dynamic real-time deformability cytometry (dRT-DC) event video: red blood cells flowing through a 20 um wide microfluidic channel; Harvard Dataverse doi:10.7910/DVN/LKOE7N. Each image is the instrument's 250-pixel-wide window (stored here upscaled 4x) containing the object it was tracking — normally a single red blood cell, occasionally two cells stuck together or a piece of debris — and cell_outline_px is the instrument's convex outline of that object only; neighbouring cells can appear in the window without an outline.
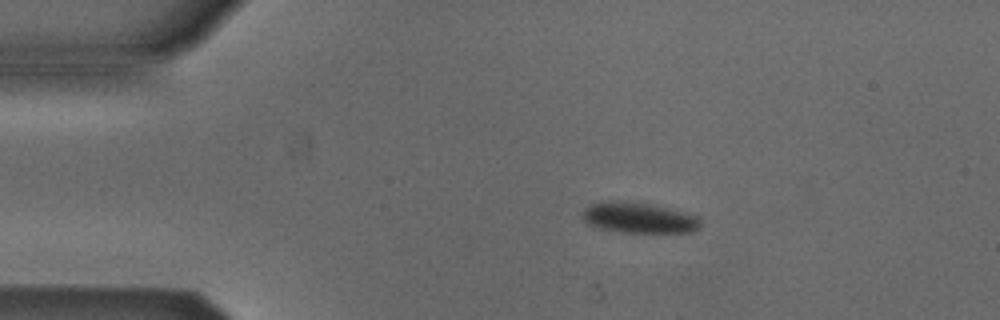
{"species": "Egyptian fruit bat (a non-hibernating species)", "species_latin": "Rousettus aegyptiacus", "temperature_condition": "cold", "stored_images_in_passage": 4, "camera_frame_rate_fps": 3000, "um_per_image_px": 0.085, "animal": {"sex": "male"}, "frame": {"image": 1, "passage_image": 2, "time_ms": 0.333, "image_size_px": [1000, 320], "cell_outline_px": [[700, 228], [692, 232], [624, 232], [600, 228], [588, 224], [584, 220], [584, 208], [592, 204], [604, 200], [616, 200], [648, 204], [696, 216], [700, 220]], "centroid_in_image_um": [54.26, 18.51], "position_along_channel_um": 30.7, "area_um2": 20.58}}
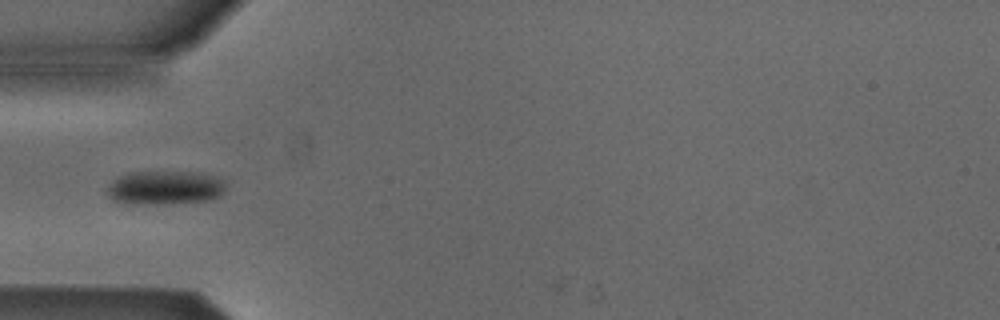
{"frame": {"image": 2, "passage_image": 4, "time_ms": 1.0, "image_size_px": [1000, 320], "cell_outline_px": [[224, 192], [220, 196], [212, 200], [172, 204], [128, 204], [112, 200], [104, 192], [120, 176], [128, 172], [196, 172], [212, 176], [224, 180]], "centroid_in_image_um": [14.02, 15.98], "position_along_channel_um": 71.0, "area_um2": 23.58}}